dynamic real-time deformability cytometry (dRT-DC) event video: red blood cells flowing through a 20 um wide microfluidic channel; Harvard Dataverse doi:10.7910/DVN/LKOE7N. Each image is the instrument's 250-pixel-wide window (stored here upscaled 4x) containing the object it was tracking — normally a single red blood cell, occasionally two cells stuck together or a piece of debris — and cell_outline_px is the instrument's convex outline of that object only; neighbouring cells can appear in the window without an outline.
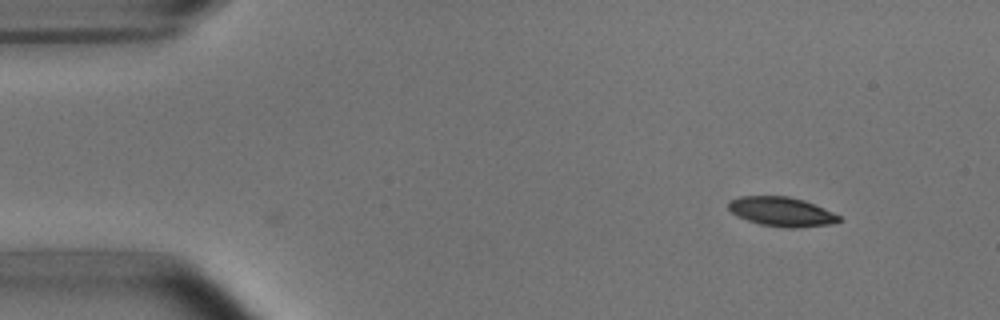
{"species": "common noctule bat (a hibernating species)", "species_latin": "Nyctalus noctula", "temperature_condition": "room temperature", "stored_images_in_passage": 3, "camera_frame_rate_fps": 3000, "um_per_image_px": 0.085, "animal": {"sex": "male", "body_mass_g": 15.6}, "frame": {"image": 1, "passage_image": 3, "time_ms": 0.667, "image_size_px": [1000, 320], "cell_outline_px": [[840, 220], [832, 224], [796, 228], [788, 228], [760, 224], [736, 216], [728, 208], [728, 200], [740, 196], [788, 196], [804, 200], [824, 208], [840, 216]], "centroid_in_image_um": [66.41, 17.99], "position_along_channel_um": 18.6, "area_um2": 18.9}}